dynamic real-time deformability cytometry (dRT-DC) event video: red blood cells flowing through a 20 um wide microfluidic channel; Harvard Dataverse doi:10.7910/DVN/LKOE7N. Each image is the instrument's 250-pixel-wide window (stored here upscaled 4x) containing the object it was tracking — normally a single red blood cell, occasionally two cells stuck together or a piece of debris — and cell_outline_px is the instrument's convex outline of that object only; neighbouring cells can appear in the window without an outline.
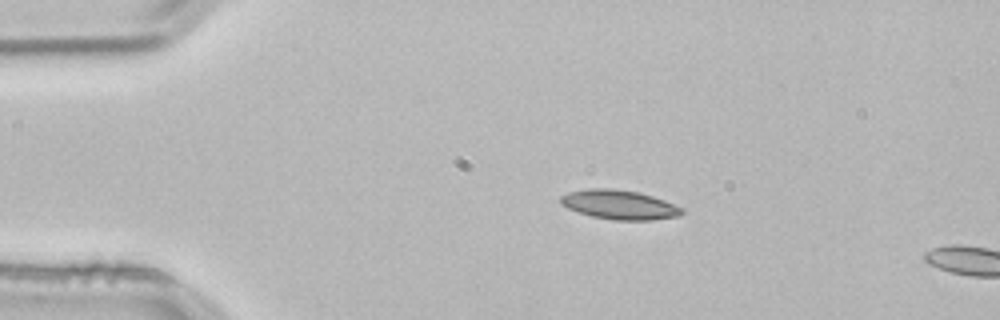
{"species": "common noctule bat (a hibernating species)", "species_latin": "Nyctalus noctula", "temperature_condition": "room temperature", "stored_images_in_passage": 2, "camera_frame_rate_fps": 3000, "um_per_image_px": 0.085, "animal": {"sex": "male", "body_mass_g": 21.5, "forearm_length_mm": 52.0}, "frame": {"image": 1, "passage_image": 1, "time_ms": 0.0, "image_size_px": [1000, 320], "cell_outline_px": [[684, 212], [680, 216], [652, 220], [612, 220], [592, 216], [568, 208], [560, 204], [560, 196], [568, 192], [588, 188], [612, 188], [640, 192], [664, 200], [684, 208]], "centroid_in_image_um": [52.66, 17.39], "position_along_channel_um": 32.3, "area_um2": 20.87}}